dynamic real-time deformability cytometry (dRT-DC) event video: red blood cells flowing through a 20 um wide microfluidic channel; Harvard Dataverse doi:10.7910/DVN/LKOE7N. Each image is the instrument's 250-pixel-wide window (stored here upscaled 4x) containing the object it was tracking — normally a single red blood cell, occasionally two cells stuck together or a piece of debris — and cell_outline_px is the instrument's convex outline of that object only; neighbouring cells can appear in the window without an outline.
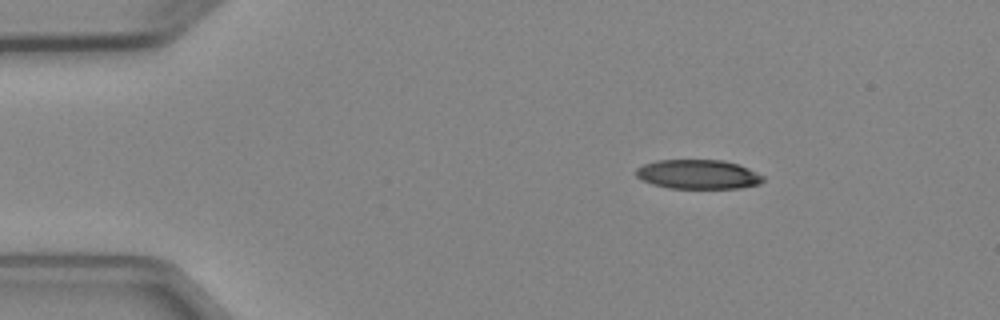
{"species": "Egyptian fruit bat (a non-hibernating species)", "species_latin": "Rousettus aegyptiacus", "temperature_condition": "cold", "stored_images_in_passage": 3, "camera_frame_rate_fps": 3000, "um_per_image_px": 0.085, "animal": {"sex": "female"}, "frame": {"image": 1, "passage_image": 1, "time_ms": 0.0, "image_size_px": [1000, 320], "cell_outline_px": [[764, 180], [760, 184], [740, 188], [668, 188], [652, 184], [640, 180], [636, 176], [636, 168], [644, 164], [656, 160], [724, 160], [740, 164], [764, 176]], "centroid_in_image_um": [59.34, 14.82], "position_along_channel_um": 25.7, "area_um2": 21.91}}
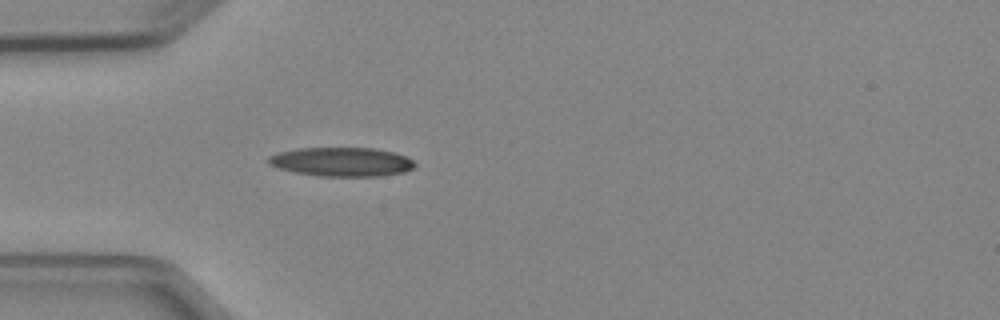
{"frame": {"image": 2, "passage_image": 3, "time_ms": 2.333, "image_size_px": [1000, 320], "cell_outline_px": [[416, 164], [412, 168], [404, 172], [376, 176], [316, 176], [292, 172], [268, 164], [264, 160], [268, 156], [276, 152], [296, 148], [376, 148], [392, 152], [404, 156], [412, 160]], "centroid_in_image_um": [28.95, 13.75], "position_along_channel_um": 56.1, "area_um2": 24.91}}